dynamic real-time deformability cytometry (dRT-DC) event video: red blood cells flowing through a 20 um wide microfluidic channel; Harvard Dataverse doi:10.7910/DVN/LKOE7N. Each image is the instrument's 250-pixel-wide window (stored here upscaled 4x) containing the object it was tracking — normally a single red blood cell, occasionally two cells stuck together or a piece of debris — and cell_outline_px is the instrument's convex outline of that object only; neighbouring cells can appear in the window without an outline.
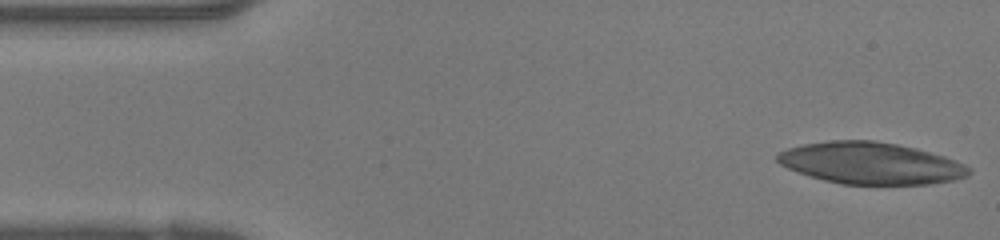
{"species": "human", "species_latin": "Homo sapiens", "temperature_condition": "warm", "stored_images_in_passage": 39, "camera_frame_rate_fps": 3000, "um_per_image_px": 0.085, "donor": {"sex": "female"}, "frame": {"image": 1, "passage_image": 1, "time_ms": 0.0, "image_size_px": [1000, 240], "cell_outline_px": [[972, 172], [968, 176], [952, 180], [928, 184], [840, 184], [824, 180], [788, 168], [780, 164], [776, 160], [776, 156], [780, 152], [788, 148], [804, 144], [832, 140], [872, 140], [896, 144], [916, 148], [944, 156], [964, 164]], "centroid_in_image_um": [74.02, 13.87], "position_along_channel_um": 11.0, "area_um2": 46.24}}
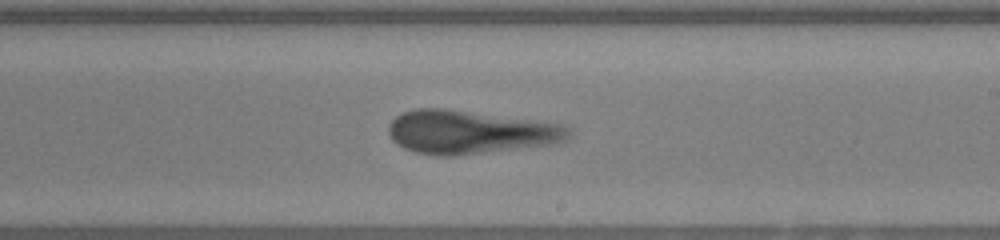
{"frame": {"image": 2, "passage_image": 22, "time_ms": 7.0, "image_size_px": [1000, 240], "cell_outline_px": [[568, 136], [564, 140], [552, 144], [452, 156], [440, 156], [416, 152], [404, 148], [396, 144], [392, 140], [388, 132], [388, 124], [396, 116], [404, 112], [416, 108], [444, 108], [560, 124], [568, 128]], "centroid_in_image_um": [39.84, 11.23], "position_along_channel_um": 249.2, "area_um2": 44.97}}
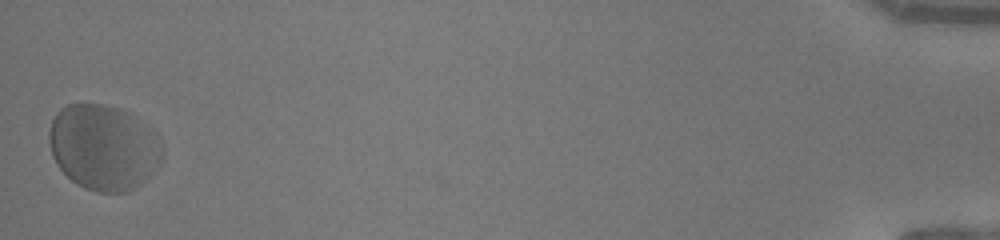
{"frame": {"image": 3, "passage_image": 39, "time_ms": 12.667, "image_size_px": [1000, 240], "cell_outline_px": [[164, 148], [160, 160], [156, 168], [140, 184], [124, 192], [96, 192], [84, 188], [76, 184], [56, 164], [52, 156], [48, 136], [48, 132], [52, 120], [56, 112], [60, 108], [68, 104], [104, 104], [116, 108], [124, 112], [152, 128], [156, 132]], "centroid_in_image_um": [8.78, 12.52], "position_along_channel_um": 426.4, "area_um2": 56.3}}